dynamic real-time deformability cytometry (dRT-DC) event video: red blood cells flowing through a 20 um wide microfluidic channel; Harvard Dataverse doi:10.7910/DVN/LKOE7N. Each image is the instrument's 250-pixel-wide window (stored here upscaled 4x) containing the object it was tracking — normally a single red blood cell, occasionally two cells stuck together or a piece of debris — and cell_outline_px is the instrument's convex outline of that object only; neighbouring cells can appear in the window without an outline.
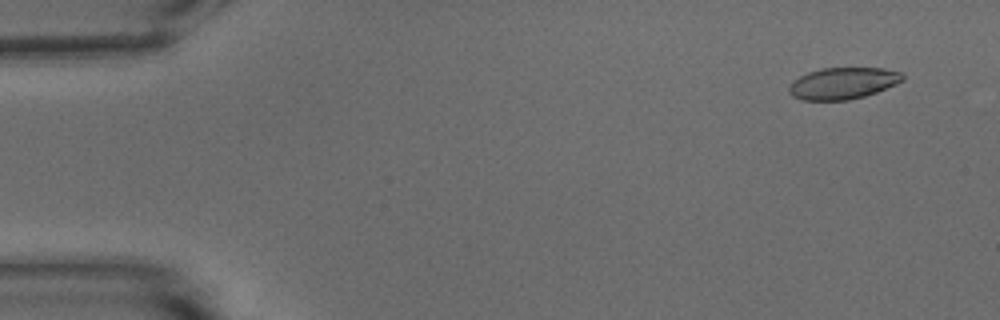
{"species": "common noctule bat (a hibernating species)", "species_latin": "Nyctalus noctula", "temperature_condition": "warm", "stored_images_in_passage": 54, "camera_frame_rate_fps": 3000, "um_per_image_px": 0.085, "animal": {"sex": "male", "body_mass_g": 15.6}, "frame": {"image": 1, "passage_image": 4, "time_ms": 1.0, "image_size_px": [1000, 320], "cell_outline_px": [[904, 80], [896, 84], [876, 92], [864, 96], [848, 100], [804, 100], [792, 96], [788, 92], [788, 88], [792, 80], [808, 72], [820, 68], [884, 68], [900, 72], [904, 76]], "centroid_in_image_um": [71.63, 7.07], "position_along_channel_um": 13.4, "area_um2": 20.98}}
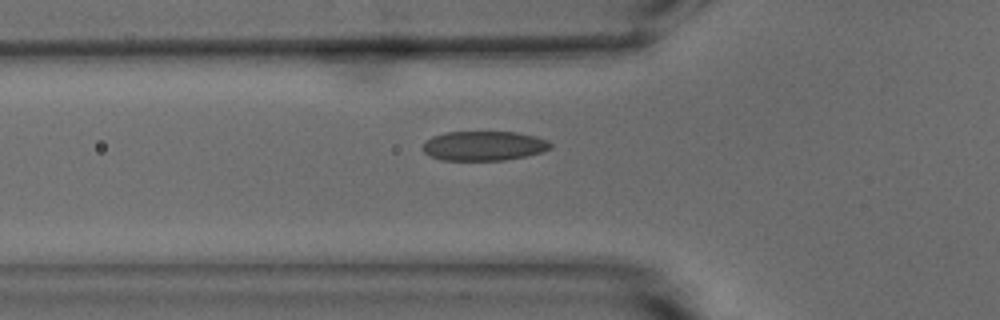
{"frame": {"image": 2, "passage_image": 19, "time_ms": 6.0, "image_size_px": [1000, 320], "cell_outline_px": [[552, 148], [540, 152], [524, 156], [504, 160], [440, 160], [424, 152], [424, 144], [432, 136], [448, 132], [516, 132], [536, 136], [548, 140], [552, 144]], "centroid_in_image_um": [41.16, 12.39], "position_along_channel_um": 84.6, "area_um2": 21.79}}
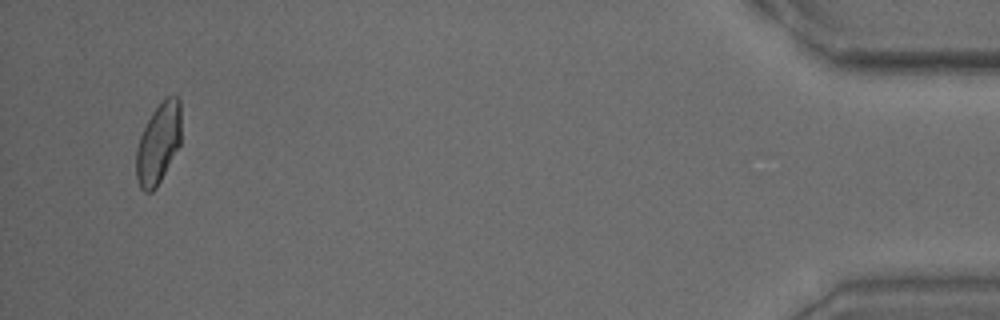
{"frame": {"image": 3, "passage_image": 52, "time_ms": 17.0, "image_size_px": [1000, 320], "cell_outline_px": [[180, 144], [156, 188], [152, 192], [144, 192], [140, 188], [136, 180], [136, 148], [140, 136], [152, 112], [168, 96], [180, 96]], "centroid_in_image_um": [13.45, 12.21], "position_along_channel_um": 421.8, "area_um2": 20.98}, "authors_computed_cell_mechanics": {"area_um2": 21.675, "velocity_mm_per_s": 3.7716, "shape_relaxation_time_tau1_ms": 5.2919, "shape_relaxation_time_tau2_ms": 1.2962, "deformation_change_tau1": 0.1479, "deformation_change_tau2": 0.0496}}